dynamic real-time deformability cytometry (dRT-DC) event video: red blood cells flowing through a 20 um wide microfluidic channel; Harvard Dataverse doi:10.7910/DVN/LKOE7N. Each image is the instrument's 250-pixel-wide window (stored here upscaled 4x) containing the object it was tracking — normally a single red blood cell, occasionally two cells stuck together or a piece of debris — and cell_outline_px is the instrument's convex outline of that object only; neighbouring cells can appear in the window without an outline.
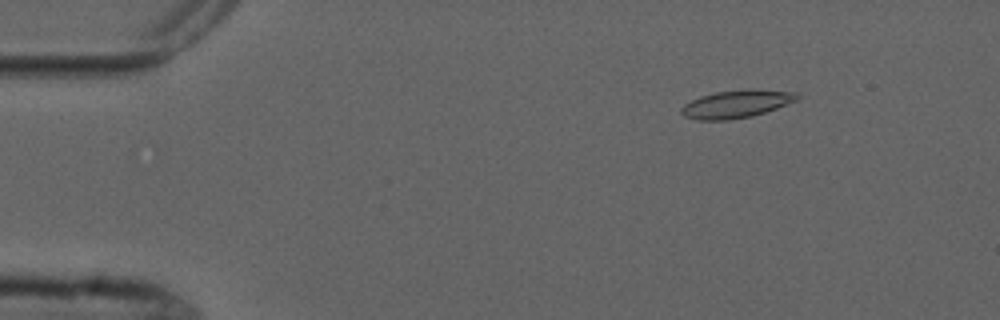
{"species": "common noctule bat (a hibernating species)", "species_latin": "Nyctalus noctula", "temperature_condition": "cold", "stored_images_in_passage": 9, "camera_frame_rate_fps": 3000, "um_per_image_px": 0.085, "animal": {"sex": "male", "forearm_length_mm": 52.5}, "frame": {"image": 1, "passage_image": 3, "time_ms": 2.333, "image_size_px": [1000, 320], "cell_outline_px": [[800, 96], [796, 100], [776, 108], [752, 116], [728, 120], [696, 120], [684, 116], [680, 112], [680, 108], [684, 104], [700, 96], [716, 92], [748, 88], [752, 88], [796, 92]], "centroid_in_image_um": [62.57, 8.83], "position_along_channel_um": 22.4, "area_um2": 18.84}}
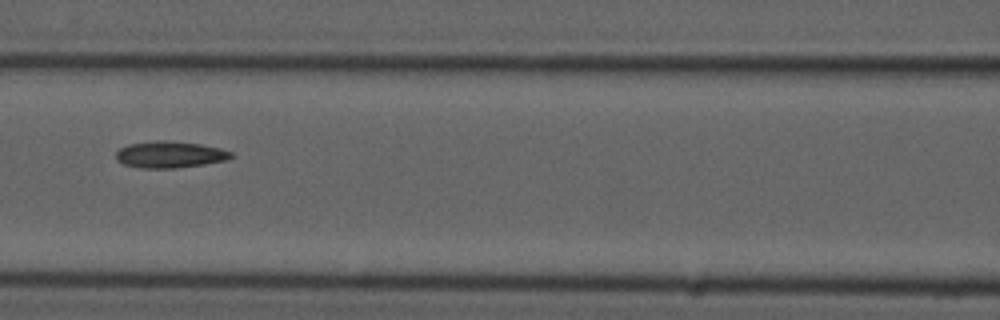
{"frame": {"image": 2, "passage_image": 7, "time_ms": 8.0, "image_size_px": [1000, 320], "cell_outline_px": [[236, 156], [228, 160], [204, 164], [176, 168], [140, 168], [124, 164], [116, 160], [116, 152], [120, 148], [128, 144], [160, 140], [164, 140], [200, 144], [220, 148], [232, 152]], "centroid_in_image_um": [14.46, 13.14], "position_along_channel_um": 152.1, "area_um2": 17.92}}
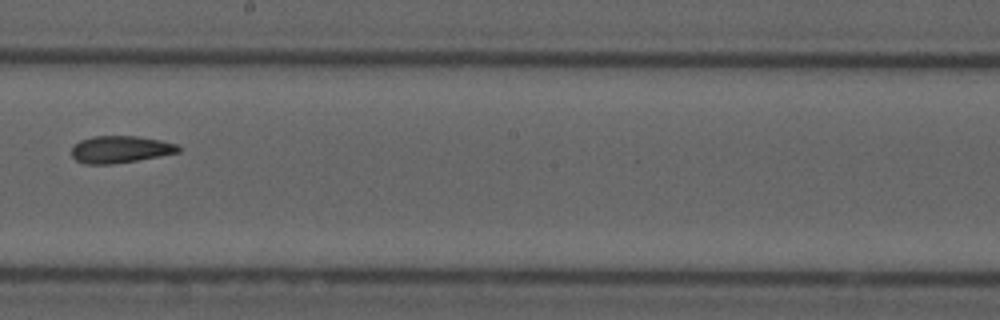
{"frame": {"image": 3, "passage_image": 9, "time_ms": 10.333, "image_size_px": [1000, 320], "cell_outline_px": [[180, 152], [160, 156], [112, 164], [84, 164], [76, 160], [72, 156], [72, 144], [80, 140], [92, 136], [136, 136], [160, 140], [176, 144], [180, 148]], "centroid_in_image_um": [10.19, 12.69], "position_along_channel_um": 238.0, "area_um2": 16.88}}